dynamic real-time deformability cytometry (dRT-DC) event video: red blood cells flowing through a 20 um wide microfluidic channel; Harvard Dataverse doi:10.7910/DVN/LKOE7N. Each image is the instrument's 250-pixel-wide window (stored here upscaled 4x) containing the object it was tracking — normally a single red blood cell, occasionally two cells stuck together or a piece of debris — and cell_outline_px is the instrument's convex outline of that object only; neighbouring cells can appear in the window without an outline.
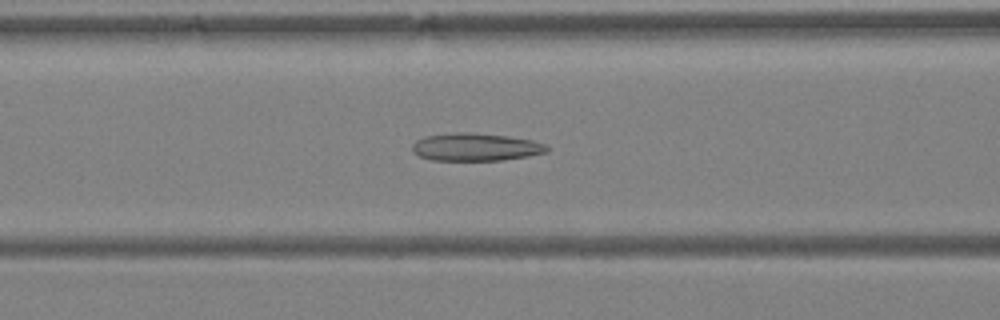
{"species": "Egyptian fruit bat (a non-hibernating species)", "species_latin": "Rousettus aegyptiacus", "temperature_condition": "warm", "stored_images_in_passage": 43, "camera_frame_rate_fps": 3000, "um_per_image_px": 0.085, "animal": {"sex": "female"}, "frame": {"image": 1, "passage_image": 18, "time_ms": 5.667, "image_size_px": [1000, 320], "cell_outline_px": [[548, 152], [528, 156], [500, 160], [432, 160], [420, 156], [412, 152], [412, 144], [416, 140], [424, 136], [460, 132], [468, 132], [508, 136], [532, 140], [544, 144], [548, 148]], "centroid_in_image_um": [40.4, 12.49], "position_along_channel_um": 126.2, "area_um2": 21.68}}
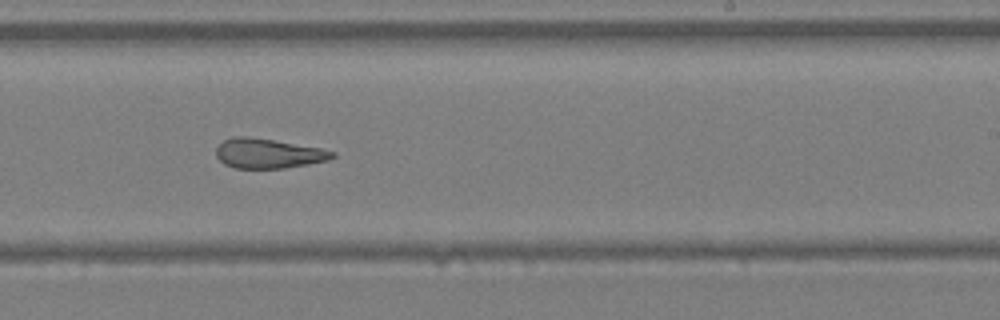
{"frame": {"image": 2, "passage_image": 27, "time_ms": 8.667, "image_size_px": [1000, 320], "cell_outline_px": [[336, 156], [328, 160], [308, 164], [284, 168], [236, 168], [224, 164], [216, 156], [216, 148], [224, 140], [232, 136], [248, 136], [320, 148], [336, 152]], "centroid_in_image_um": [22.78, 13.04], "position_along_channel_um": 266.2, "area_um2": 20.0}}
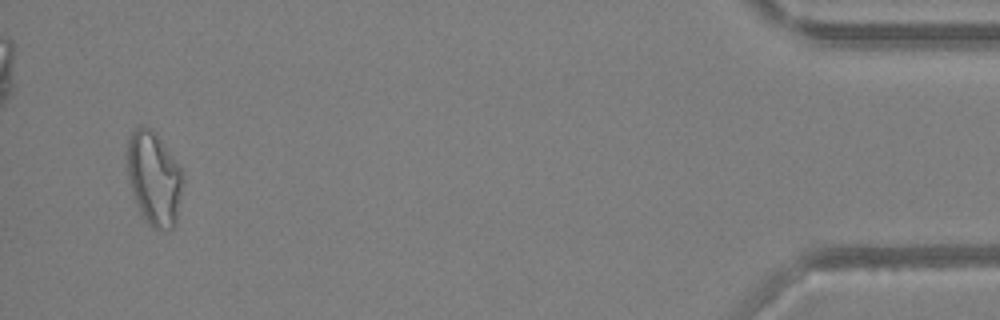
{"frame": {"image": 3, "passage_image": 42, "time_ms": 13.667, "image_size_px": [1000, 320], "cell_outline_px": [[184, 180], [176, 224], [172, 228], [152, 228], [148, 224], [140, 212], [132, 192], [128, 176], [128, 140], [132, 132], [140, 124], [152, 128], [184, 172]], "centroid_in_image_um": [13.12, 15.16], "position_along_channel_um": 422.1, "area_um2": 30.35}, "authors_computed_cell_mechanics": {"area_um2": 24.6228, "velocity_mm_per_s": 4.6754, "shape_relaxation_time_tau1_ms": null, "shape_relaxation_time_tau2_ms": 2.7499, "deformation_change_tau1": null, "deformation_change_tau2": 0.129}}